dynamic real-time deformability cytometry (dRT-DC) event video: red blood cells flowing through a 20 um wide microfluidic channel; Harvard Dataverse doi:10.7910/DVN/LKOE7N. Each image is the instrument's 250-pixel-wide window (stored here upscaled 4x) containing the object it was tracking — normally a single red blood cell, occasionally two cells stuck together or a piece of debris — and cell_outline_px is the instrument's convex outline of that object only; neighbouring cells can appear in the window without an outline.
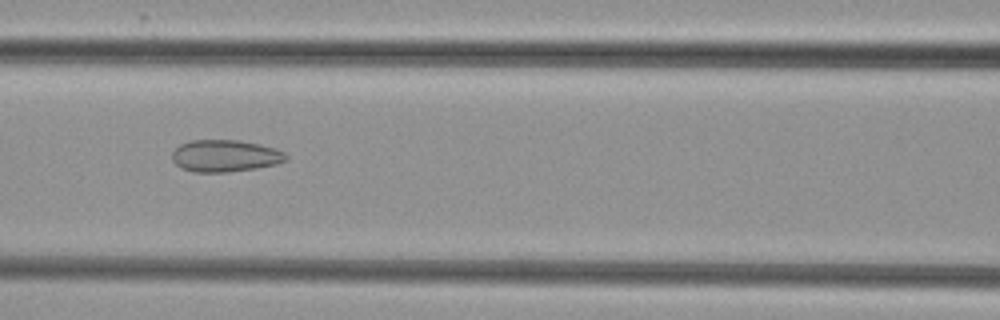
{"species": "common noctule bat (a hibernating species)", "species_latin": "Nyctalus noctula", "temperature_condition": "cold", "stored_images_in_passage": 9, "camera_frame_rate_fps": 3000, "um_per_image_px": 0.085, "animal": {"sex": "female", "body_mass_g": 29.2, "forearm_length_mm": 56.3}, "frame": {"image": 1, "passage_image": 7, "time_ms": 7.0, "image_size_px": [1000, 320], "cell_outline_px": [[288, 160], [276, 164], [256, 168], [228, 172], [192, 172], [180, 168], [172, 160], [172, 152], [180, 144], [192, 140], [240, 140], [260, 144], [276, 148], [284, 152], [288, 156]], "centroid_in_image_um": [19.14, 13.25], "position_along_channel_um": 147.5, "area_um2": 21.44}}
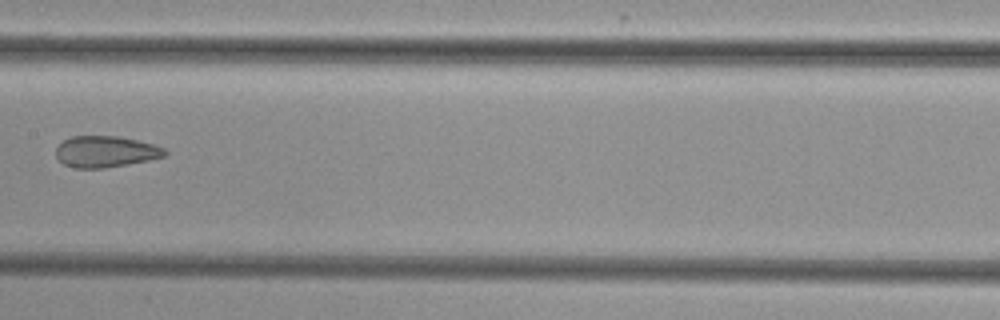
{"frame": {"image": 2, "passage_image": 8, "time_ms": 8.333, "image_size_px": [1000, 320], "cell_outline_px": [[168, 152], [164, 156], [148, 160], [128, 164], [104, 168], [76, 168], [64, 164], [56, 156], [56, 148], [64, 140], [72, 136], [120, 136], [152, 144], [164, 148]], "centroid_in_image_um": [8.97, 12.89], "position_along_channel_um": 198.4, "area_um2": 19.71}}
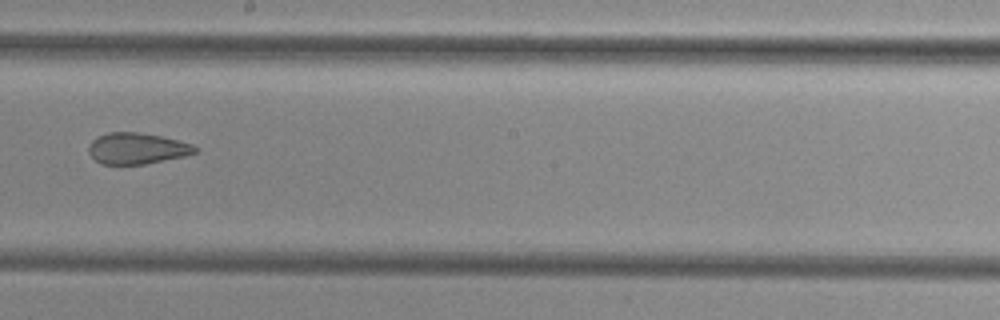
{"frame": {"image": 3, "passage_image": 9, "time_ms": 9.333, "image_size_px": [1000, 320], "cell_outline_px": [[196, 152], [184, 156], [144, 164], [100, 164], [88, 152], [88, 144], [96, 136], [108, 132], [136, 132], [160, 136], [192, 144], [196, 148]], "centroid_in_image_um": [11.58, 12.61], "position_along_channel_um": 236.6, "area_um2": 19.19}}